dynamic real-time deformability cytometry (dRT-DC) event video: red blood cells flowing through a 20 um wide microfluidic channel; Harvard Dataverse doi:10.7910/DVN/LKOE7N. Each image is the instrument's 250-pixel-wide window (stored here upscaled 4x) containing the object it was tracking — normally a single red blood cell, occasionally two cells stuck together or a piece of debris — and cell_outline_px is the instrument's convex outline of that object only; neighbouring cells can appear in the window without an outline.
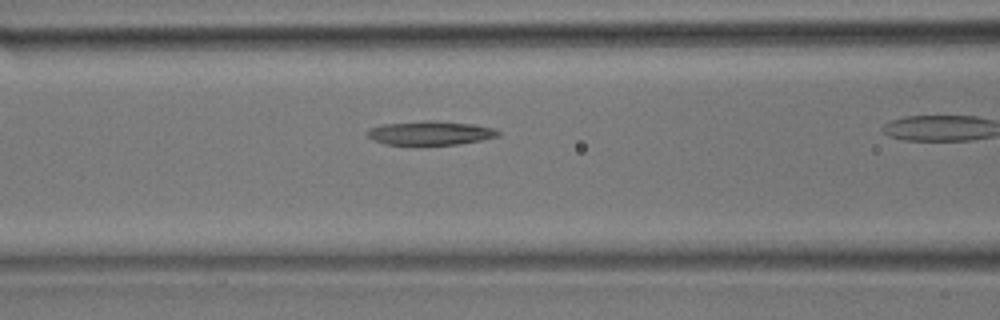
{"species": "common noctule bat (a hibernating species)", "species_latin": "Nyctalus noctula", "temperature_condition": "room temperature", "stored_images_in_passage": 27, "camera_frame_rate_fps": 3000, "um_per_image_px": 0.085, "animal": {"sex": "male", "body_mass_g": 17.9}, "frame": {"image": 1, "passage_image": 12, "time_ms": 3.667, "image_size_px": [1000, 320], "cell_outline_px": [[500, 136], [480, 140], [456, 144], [420, 148], [416, 148], [384, 144], [368, 136], [364, 132], [368, 128], [384, 124], [428, 120], [432, 120], [472, 124], [492, 128], [500, 132]], "centroid_in_image_um": [36.5, 11.35], "position_along_channel_um": 130.1, "area_um2": 19.07}}